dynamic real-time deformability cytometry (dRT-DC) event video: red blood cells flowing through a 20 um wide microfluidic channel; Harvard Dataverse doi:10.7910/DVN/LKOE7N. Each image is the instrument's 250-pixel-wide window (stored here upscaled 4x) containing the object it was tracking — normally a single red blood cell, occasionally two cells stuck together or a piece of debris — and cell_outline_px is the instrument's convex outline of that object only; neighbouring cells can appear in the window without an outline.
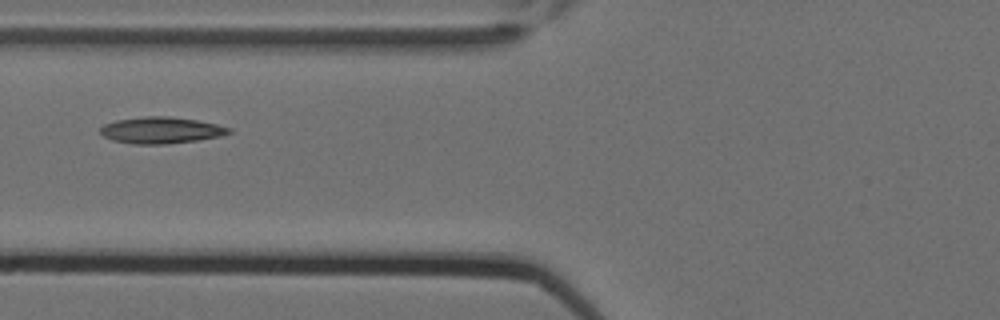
{"species": "Egyptian fruit bat (a non-hibernating species)", "species_latin": "Rousettus aegyptiacus", "temperature_condition": "cold", "stored_images_in_passage": 9, "camera_frame_rate_fps": 3000, "um_per_image_px": 0.085, "animal": {"sex": "female"}, "frame": {"image": 1, "passage_image": 6, "time_ms": 1.667, "image_size_px": [1000, 320], "cell_outline_px": [[232, 132], [220, 136], [196, 140], [164, 144], [132, 144], [112, 140], [104, 136], [100, 132], [100, 128], [104, 124], [116, 120], [144, 116], [168, 116], [196, 120], [216, 124], [232, 128]], "centroid_in_image_um": [13.68, 11.06], "position_along_channel_um": 112.1, "area_um2": 19.77}}
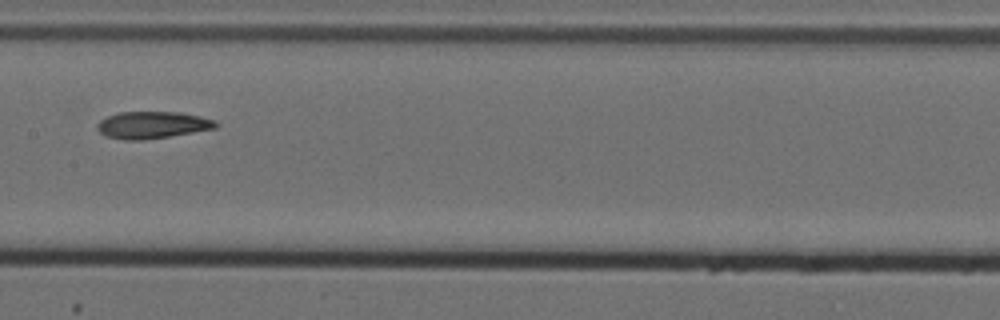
{"frame": {"image": 2, "passage_image": 8, "time_ms": 2.333, "image_size_px": [1000, 320], "cell_outline_px": [[220, 124], [216, 128], [168, 136], [140, 140], [124, 140], [104, 136], [96, 128], [96, 124], [100, 120], [108, 116], [120, 112], [180, 112], [200, 116], [216, 120]], "centroid_in_image_um": [12.94, 10.62], "position_along_channel_um": 194.5, "area_um2": 18.67}}
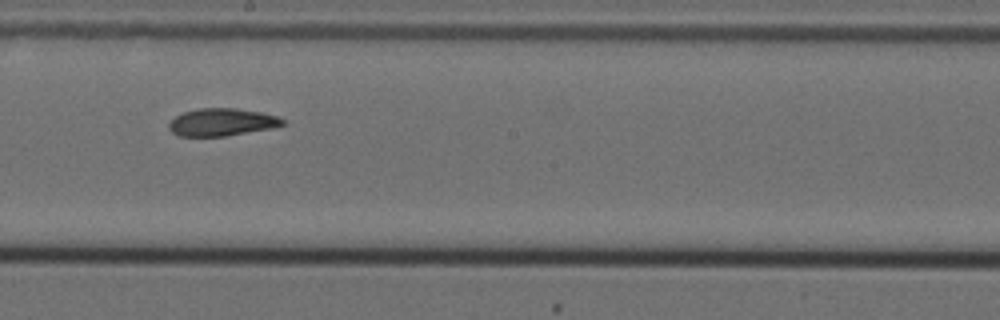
{"frame": {"image": 3, "passage_image": 9, "time_ms": 2.667, "image_size_px": [1000, 320], "cell_outline_px": [[284, 124], [272, 128], [224, 136], [180, 136], [172, 132], [168, 128], [168, 124], [176, 116], [184, 112], [200, 108], [232, 108], [260, 112], [276, 116], [284, 120]], "centroid_in_image_um": [18.83, 10.38], "position_along_channel_um": 229.4, "area_um2": 17.98}}